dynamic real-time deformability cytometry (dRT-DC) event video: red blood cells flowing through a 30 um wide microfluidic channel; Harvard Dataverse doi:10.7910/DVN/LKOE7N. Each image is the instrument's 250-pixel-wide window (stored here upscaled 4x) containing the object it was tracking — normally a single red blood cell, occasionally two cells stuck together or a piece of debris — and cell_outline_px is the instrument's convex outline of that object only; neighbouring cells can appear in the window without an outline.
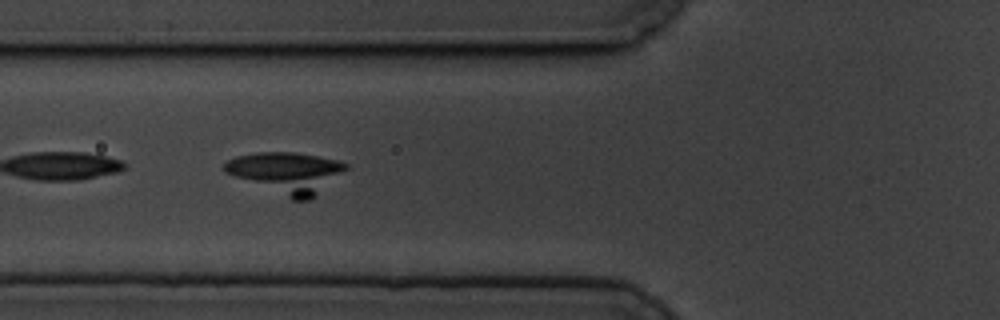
{"species": "common noctule bat (a hibernating species)", "species_latin": "Nyctalus noctula", "temperature_condition": "cold", "stored_images_in_passage": 29, "camera_frame_rate_fps": 3000, "um_per_image_px": 0.085, "animal": {"sex": "male", "body_mass_g": 19.5, "forearm_length_mm": 54.6}, "frame": {"image": 1, "passage_image": 6, "time_ms": 1.667, "image_size_px": [1000, 320], "cell_outline_px": [[348, 168], [316, 196], [308, 200], [292, 200], [224, 172], [224, 164], [228, 160], [236, 156], [256, 152], [292, 152], [340, 160], [348, 164]], "centroid_in_image_um": [24.37, 14.67], "position_along_channel_um": 101.4, "area_um2": 28.96}}